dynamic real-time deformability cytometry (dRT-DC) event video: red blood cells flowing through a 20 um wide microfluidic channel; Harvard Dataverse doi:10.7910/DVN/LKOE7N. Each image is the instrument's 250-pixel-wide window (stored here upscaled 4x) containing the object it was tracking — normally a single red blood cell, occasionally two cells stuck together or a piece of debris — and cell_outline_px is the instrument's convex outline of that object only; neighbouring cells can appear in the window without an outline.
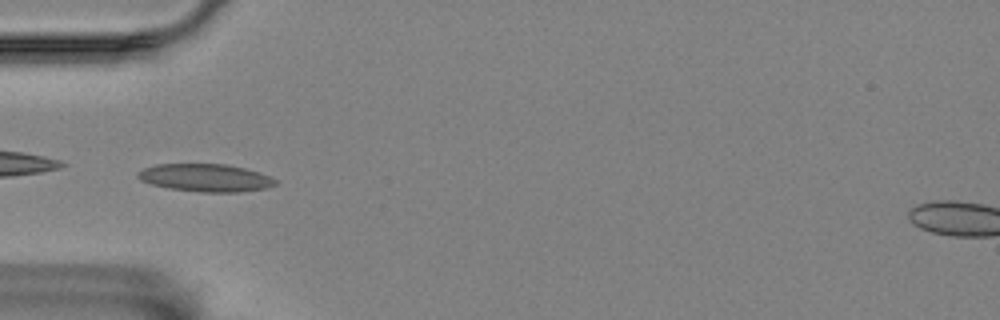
{"species": "Egyptian fruit bat (a non-hibernating species)", "species_latin": "Rousettus aegyptiacus", "temperature_condition": "room temperature", "stored_images_in_passage": 9, "camera_frame_rate_fps": 3000, "um_per_image_px": 0.085, "animal": {"sex": "female"}, "frame": {"image": 1, "passage_image": 4, "time_ms": 3.667, "image_size_px": [1000, 320], "cell_outline_px": [[276, 184], [264, 188], [240, 192], [200, 192], [168, 188], [152, 184], [140, 180], [136, 176], [136, 172], [144, 168], [156, 164], [228, 164], [244, 168], [268, 176], [276, 180]], "centroid_in_image_um": [17.41, 15.11], "position_along_channel_um": 67.6, "area_um2": 22.08}}
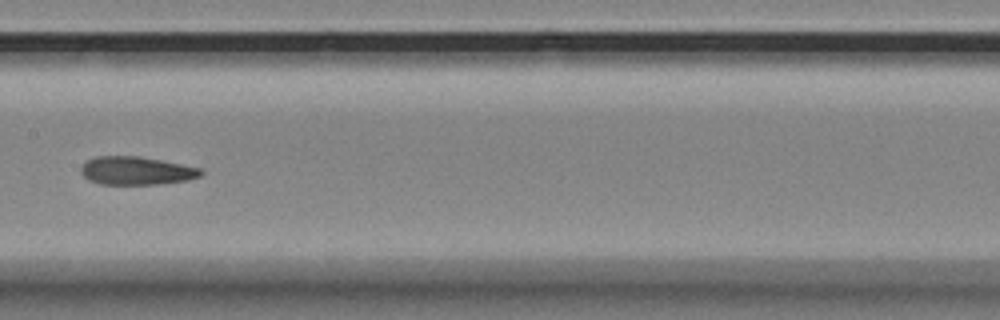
{"frame": {"image": 2, "passage_image": 7, "time_ms": 7.333, "image_size_px": [1000, 320], "cell_outline_px": [[204, 172], [200, 176], [188, 180], [160, 184], [100, 184], [88, 180], [80, 172], [80, 168], [88, 160], [96, 156], [136, 156], [160, 160], [200, 168]], "centroid_in_image_um": [11.58, 14.52], "position_along_channel_um": 195.8, "area_um2": 19.59}}
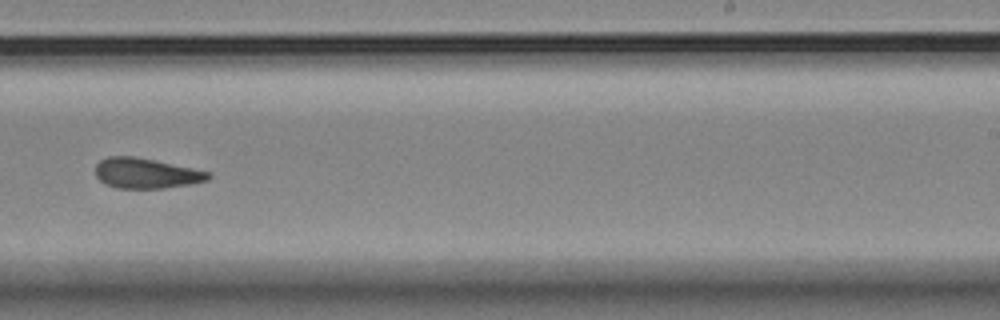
{"frame": {"image": 3, "passage_image": 9, "time_ms": 9.667, "image_size_px": [1000, 320], "cell_outline_px": [[212, 176], [208, 180], [192, 184], [164, 188], [116, 188], [104, 184], [96, 176], [96, 164], [100, 160], [108, 156], [136, 156], [212, 172]], "centroid_in_image_um": [12.44, 14.72], "position_along_channel_um": 276.6, "area_um2": 20.11}}